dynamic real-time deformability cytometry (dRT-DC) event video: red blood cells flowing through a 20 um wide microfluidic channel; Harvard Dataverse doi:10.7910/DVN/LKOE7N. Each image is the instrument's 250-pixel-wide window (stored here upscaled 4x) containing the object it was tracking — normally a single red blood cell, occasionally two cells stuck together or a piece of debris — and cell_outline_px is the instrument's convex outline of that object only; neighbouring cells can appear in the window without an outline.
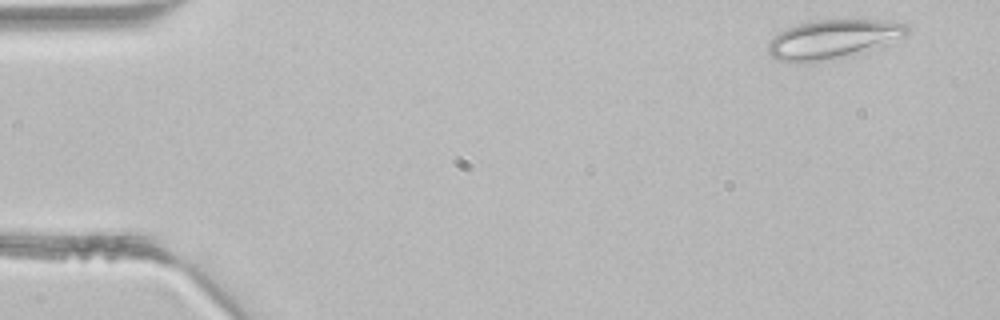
{"species": "common noctule bat (a hibernating species)", "species_latin": "Nyctalus noctula", "temperature_condition": "room temperature", "stored_images_in_passage": 4, "camera_frame_rate_fps": 3000, "um_per_image_px": 0.085, "animal": {"sex": "male", "body_mass_g": 21.5, "forearm_length_mm": 52.0}, "frame": {"image": 1, "passage_image": 1, "time_ms": 0.0, "image_size_px": [1000, 320], "cell_outline_px": [[908, 32], [904, 36], [884, 44], [848, 56], [832, 60], [796, 64], [776, 60], [768, 52], [768, 40], [772, 36], [788, 28], [800, 24], [816, 20], [904, 20], [908, 24]], "centroid_in_image_um": [70.78, 3.34], "position_along_channel_um": 14.2, "area_um2": 31.85}}